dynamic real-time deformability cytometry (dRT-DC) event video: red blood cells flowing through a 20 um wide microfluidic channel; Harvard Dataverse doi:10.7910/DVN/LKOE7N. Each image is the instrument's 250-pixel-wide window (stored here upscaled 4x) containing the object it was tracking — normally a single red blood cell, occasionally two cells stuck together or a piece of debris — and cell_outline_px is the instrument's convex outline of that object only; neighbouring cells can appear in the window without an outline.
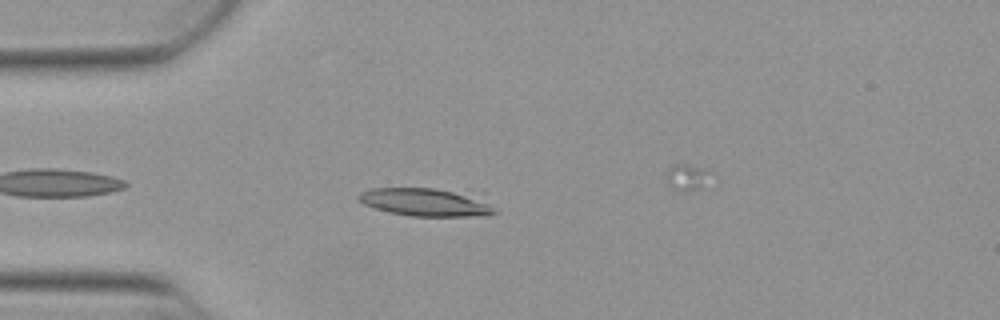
{"species": "Egyptian fruit bat (a non-hibernating species)", "species_latin": "Rousettus aegyptiacus", "temperature_condition": "warm", "stored_images_in_passage": 36, "camera_frame_rate_fps": 3000, "um_per_image_px": 0.085, "animal": {"sex": "female"}, "frame": {"image": 1, "passage_image": 5, "time_ms": 1.333, "image_size_px": [1000, 320], "cell_outline_px": [[500, 212], [484, 216], [412, 216], [388, 212], [364, 204], [356, 196], [360, 192], [372, 188], [436, 188], [452, 192], [488, 204], [496, 208]], "centroid_in_image_um": [36.07, 17.21], "position_along_channel_um": 48.9, "area_um2": 21.39}}
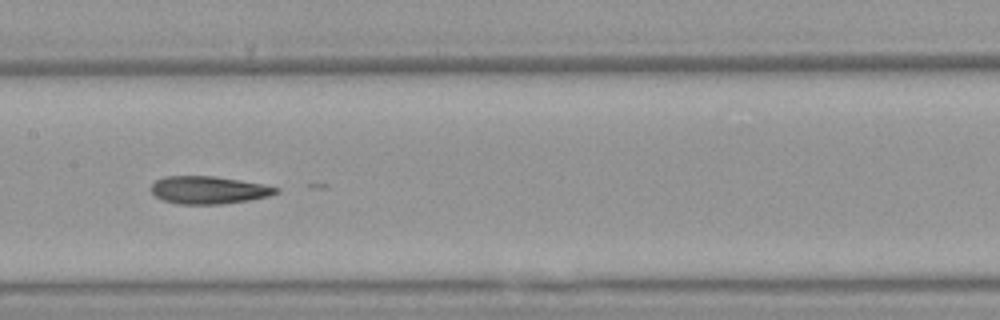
{"frame": {"image": 2, "passage_image": 17, "time_ms": 5.333, "image_size_px": [1000, 320], "cell_outline_px": [[280, 192], [268, 196], [248, 200], [220, 204], [176, 204], [164, 200], [156, 196], [152, 192], [152, 184], [156, 180], [164, 176], [216, 176], [264, 184], [280, 188]], "centroid_in_image_um": [17.75, 16.14], "position_along_channel_um": 189.6, "area_um2": 20.11}}
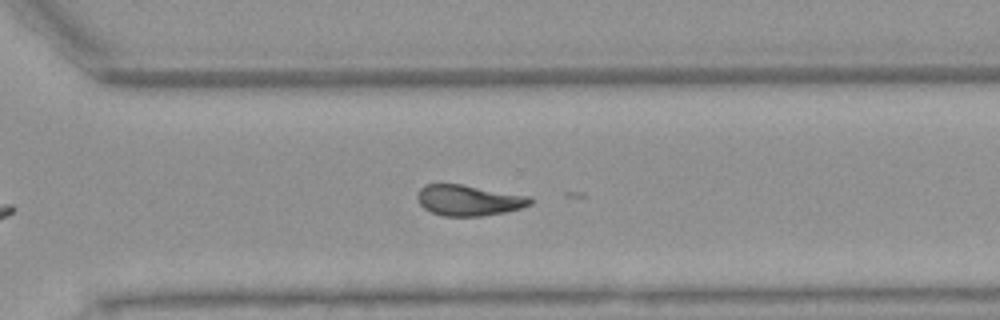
{"frame": {"image": 3, "passage_image": 28, "time_ms": 9.0, "image_size_px": [1000, 320], "cell_outline_px": [[532, 204], [520, 208], [504, 212], [480, 216], [444, 216], [432, 212], [424, 208], [420, 204], [416, 196], [420, 188], [424, 184], [460, 184], [532, 196]], "centroid_in_image_um": [39.84, 17.02], "position_along_channel_um": 330.8, "area_um2": 20.23}}